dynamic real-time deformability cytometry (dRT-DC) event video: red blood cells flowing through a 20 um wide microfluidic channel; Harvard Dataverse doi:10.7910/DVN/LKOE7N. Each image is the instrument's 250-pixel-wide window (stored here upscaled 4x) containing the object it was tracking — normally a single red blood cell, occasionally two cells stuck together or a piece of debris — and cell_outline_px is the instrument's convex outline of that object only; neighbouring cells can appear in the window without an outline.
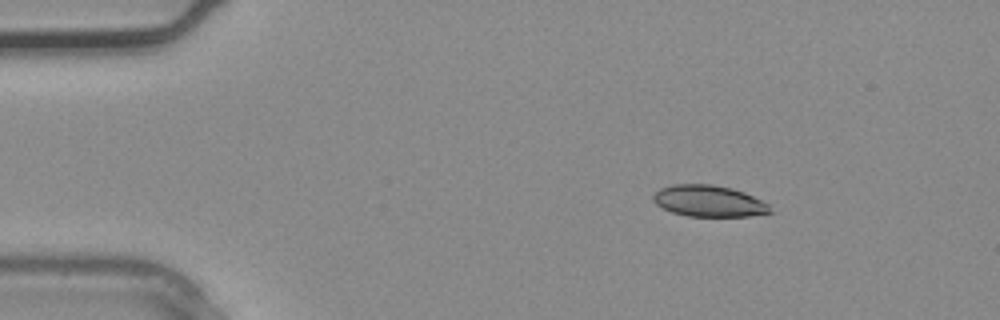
{"species": "common noctule bat (a hibernating species)", "species_latin": "Nyctalus noctula", "temperature_condition": "warm", "stored_images_in_passage": 3, "camera_frame_rate_fps": 3000, "um_per_image_px": 0.085, "animal": {"sex": "male", "body_mass_g": 20.4}, "frame": {"image": 1, "passage_image": 2, "time_ms": 0.333, "image_size_px": [1000, 320], "cell_outline_px": [[772, 212], [752, 216], [688, 216], [672, 212], [656, 204], [652, 200], [652, 196], [660, 188], [672, 184], [712, 184], [732, 188], [744, 192], [768, 204]], "centroid_in_image_um": [60.23, 17.08], "position_along_channel_um": 24.8, "area_um2": 21.33}}